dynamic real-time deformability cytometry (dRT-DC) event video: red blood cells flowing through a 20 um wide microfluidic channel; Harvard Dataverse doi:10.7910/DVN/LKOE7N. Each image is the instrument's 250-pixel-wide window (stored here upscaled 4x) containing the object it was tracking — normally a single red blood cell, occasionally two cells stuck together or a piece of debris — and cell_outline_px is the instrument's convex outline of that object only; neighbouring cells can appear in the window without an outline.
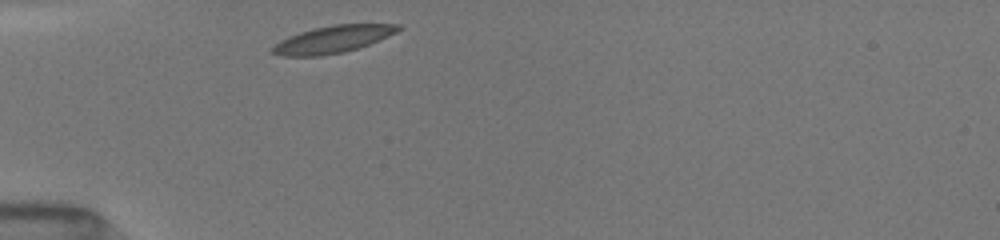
{"species": "common noctule bat (a hibernating species)", "species_latin": "Nyctalus noctula", "temperature_condition": "room temperature", "stored_images_in_passage": 4, "camera_frame_rate_fps": 3000, "um_per_image_px": 0.085, "animal": {"sex": "female", "body_mass_g": 19.5, "forearm_length_mm": 54.1}, "frame": {"image": 1, "passage_image": 1, "time_ms": 0.0, "image_size_px": [1000, 240], "cell_outline_px": [[404, 28], [388, 36], [368, 44], [344, 52], [320, 56], [280, 56], [272, 52], [272, 48], [280, 40], [300, 32], [316, 28], [336, 24], [400, 24]], "centroid_in_image_um": [28.31, 3.34], "position_along_channel_um": 56.7, "area_um2": 19.65}}
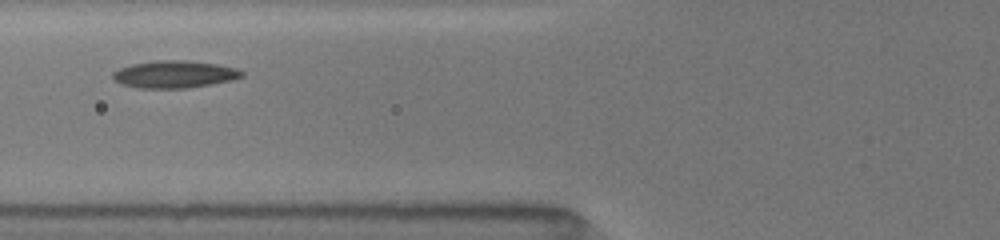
{"frame": {"image": 2, "passage_image": 3, "time_ms": 1.667, "image_size_px": [1000, 240], "cell_outline_px": [[244, 76], [232, 80], [188, 88], [140, 88], [120, 84], [112, 76], [112, 72], [120, 68], [132, 64], [156, 60], [184, 60], [216, 64], [236, 68], [244, 72]], "centroid_in_image_um": [14.83, 6.31], "position_along_channel_um": 111.0, "area_um2": 20.46}}